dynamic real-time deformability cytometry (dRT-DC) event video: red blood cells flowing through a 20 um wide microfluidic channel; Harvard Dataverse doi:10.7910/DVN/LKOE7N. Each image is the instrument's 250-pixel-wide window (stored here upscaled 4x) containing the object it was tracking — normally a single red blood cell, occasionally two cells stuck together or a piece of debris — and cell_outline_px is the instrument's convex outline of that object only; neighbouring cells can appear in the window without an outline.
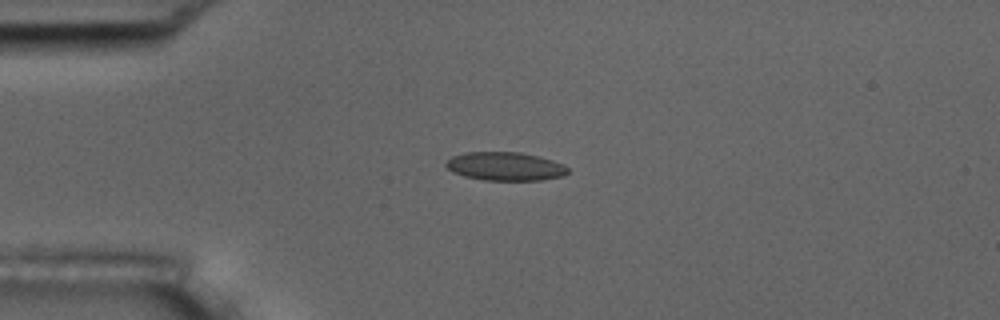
{"species": "common noctule bat (a hibernating species)", "species_latin": "Nyctalus noctula", "temperature_condition": "room temperature", "stored_images_in_passage": 3, "camera_frame_rate_fps": 3000, "um_per_image_px": 0.085, "animal": {"sex": "male", "body_mass_g": 17.5, "forearm_length_mm": 52.3}, "frame": {"image": 1, "passage_image": 1, "time_ms": 0.0, "image_size_px": [1000, 320], "cell_outline_px": [[568, 172], [564, 176], [540, 180], [484, 180], [464, 176], [452, 172], [444, 164], [452, 156], [464, 152], [520, 152], [552, 160], [564, 164], [568, 168]], "centroid_in_image_um": [42.93, 14.14], "position_along_channel_um": 42.1, "area_um2": 20.23}}